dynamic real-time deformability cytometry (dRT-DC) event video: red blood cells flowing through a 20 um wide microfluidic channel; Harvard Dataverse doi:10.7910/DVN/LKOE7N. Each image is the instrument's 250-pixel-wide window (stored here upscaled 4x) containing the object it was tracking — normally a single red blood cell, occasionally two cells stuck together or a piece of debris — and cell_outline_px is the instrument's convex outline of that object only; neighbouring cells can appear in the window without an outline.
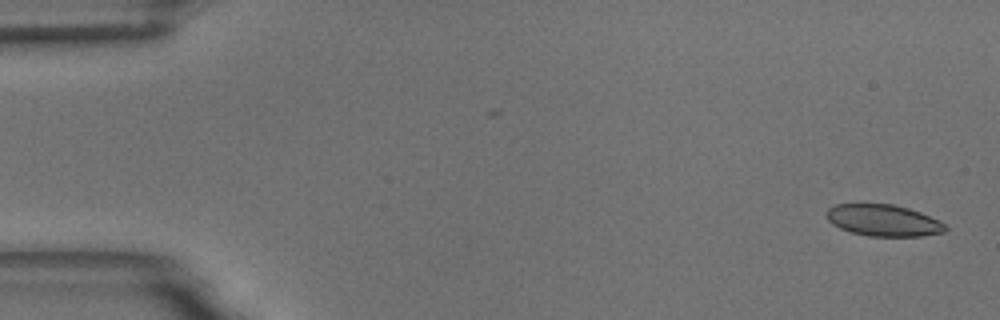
{"species": "common noctule bat (a hibernating species)", "species_latin": "Nyctalus noctula", "temperature_condition": "room temperature", "stored_images_in_passage": 54, "camera_frame_rate_fps": 3000, "um_per_image_px": 0.085, "animal": {"sex": "male", "body_mass_g": 18.8}, "frame": {"image": 1, "passage_image": 1, "time_ms": 0.0, "image_size_px": [1000, 320], "cell_outline_px": [[948, 228], [944, 232], [920, 236], [868, 236], [852, 232], [840, 228], [832, 224], [824, 216], [824, 212], [828, 208], [836, 204], [892, 204], [908, 208], [920, 212], [940, 220]], "centroid_in_image_um": [75.06, 18.73], "position_along_channel_um": 9.9, "area_um2": 21.96}}
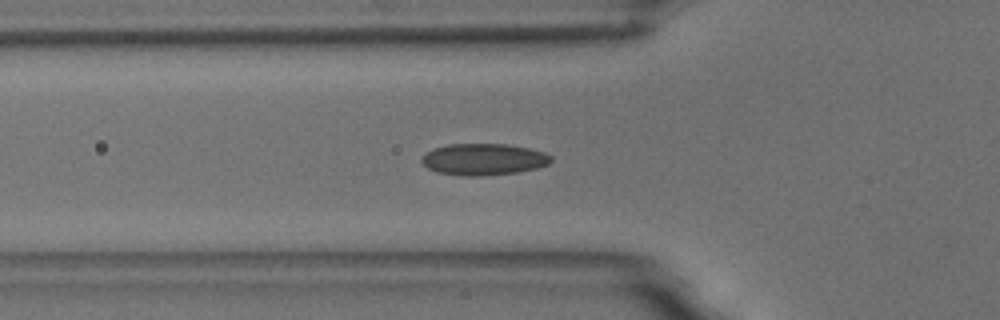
{"frame": {"image": 2, "passage_image": 18, "time_ms": 5.667, "image_size_px": [1000, 320], "cell_outline_px": [[552, 160], [548, 164], [536, 168], [516, 172], [480, 176], [460, 176], [436, 172], [428, 168], [420, 160], [428, 152], [436, 148], [448, 144], [504, 144], [528, 148], [544, 152], [552, 156]], "centroid_in_image_um": [41.11, 13.55], "position_along_channel_um": 84.7, "area_um2": 23.64}}
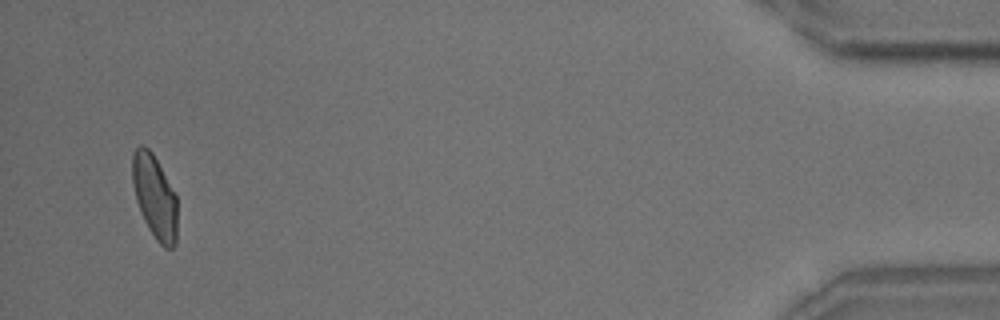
{"frame": {"image": 3, "passage_image": 52, "time_ms": 17.0, "image_size_px": [1000, 320], "cell_outline_px": [[176, 244], [172, 248], [164, 248], [156, 240], [148, 228], [140, 212], [136, 200], [132, 184], [132, 152], [140, 144], [144, 144], [152, 152], [176, 196]], "centroid_in_image_um": [13.12, 16.71], "position_along_channel_um": 422.1, "area_um2": 21.85}, "authors_computed_cell_mechanics": {"area_um2": 22.5998, "velocity_mm_per_s": 3.6699, "shape_relaxation_time_tau1_ms": 6.9546, "shape_relaxation_time_tau2_ms": 1.1733, "deformation_change_tau1": 0.1264, "deformation_change_tau2": 0.0525}}